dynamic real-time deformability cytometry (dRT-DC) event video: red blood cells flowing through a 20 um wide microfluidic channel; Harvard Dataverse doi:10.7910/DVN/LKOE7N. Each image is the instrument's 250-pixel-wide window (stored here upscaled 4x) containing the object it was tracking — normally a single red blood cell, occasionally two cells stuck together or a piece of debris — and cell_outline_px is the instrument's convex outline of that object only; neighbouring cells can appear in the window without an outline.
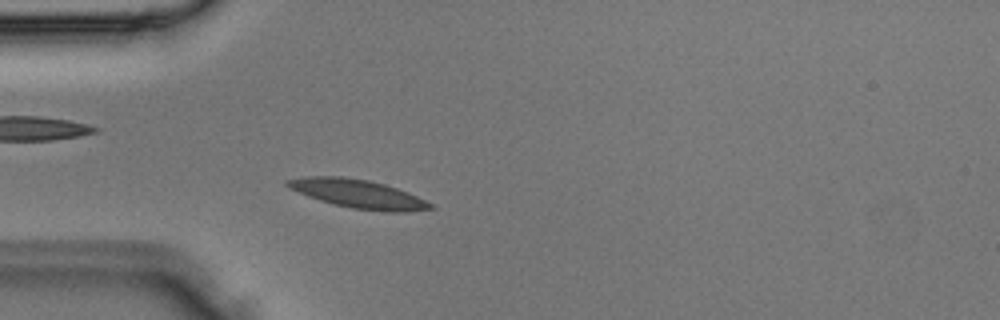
{"species": "Egyptian fruit bat (a non-hibernating species)", "species_latin": "Rousettus aegyptiacus", "temperature_condition": "room temperature", "stored_images_in_passage": 2, "camera_frame_rate_fps": 3000, "um_per_image_px": 0.085, "animal": {"sex": "male"}, "frame": {"image": 1, "passage_image": 2, "time_ms": 0.333, "image_size_px": [1000, 320], "cell_outline_px": [[436, 208], [408, 212], [384, 212], [352, 208], [332, 204], [308, 196], [288, 188], [284, 184], [284, 180], [304, 176], [344, 176], [368, 180], [384, 184], [408, 192], [432, 204]], "centroid_in_image_um": [30.4, 16.47], "position_along_channel_um": 54.6, "area_um2": 23.99}}